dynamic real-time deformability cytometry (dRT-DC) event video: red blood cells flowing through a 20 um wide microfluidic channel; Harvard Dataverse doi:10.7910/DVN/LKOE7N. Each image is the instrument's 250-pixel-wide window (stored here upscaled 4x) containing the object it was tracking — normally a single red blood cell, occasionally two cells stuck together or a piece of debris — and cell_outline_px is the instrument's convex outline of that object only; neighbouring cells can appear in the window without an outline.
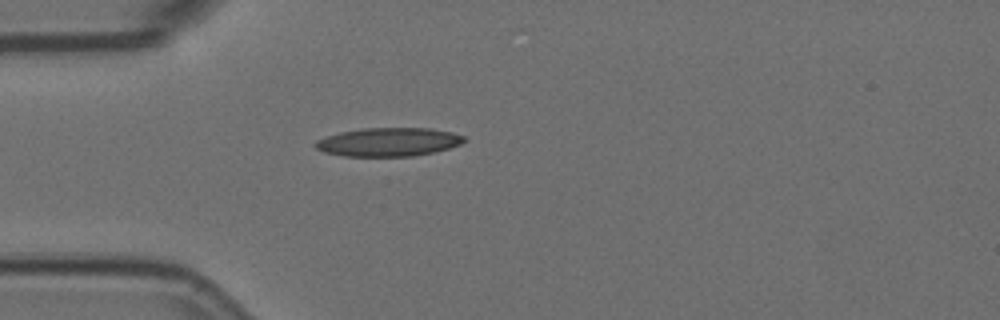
{"species": "Egyptian fruit bat (a non-hibernating species)", "species_latin": "Rousettus aegyptiacus", "temperature_condition": "room temperature", "stored_images_in_passage": 1, "camera_frame_rate_fps": 3000, "um_per_image_px": 0.085, "animal": {"sex": "female"}, "frame": {"image": 1, "passage_image": 1, "time_ms": 0.0, "image_size_px": [1000, 320], "cell_outline_px": [[468, 140], [460, 144], [448, 148], [432, 152], [412, 156], [344, 156], [324, 152], [316, 148], [312, 144], [316, 140], [324, 136], [340, 132], [360, 128], [428, 128], [452, 132], [464, 136]], "centroid_in_image_um": [32.98, 12.06], "position_along_channel_um": 52.0, "area_um2": 24.85}}